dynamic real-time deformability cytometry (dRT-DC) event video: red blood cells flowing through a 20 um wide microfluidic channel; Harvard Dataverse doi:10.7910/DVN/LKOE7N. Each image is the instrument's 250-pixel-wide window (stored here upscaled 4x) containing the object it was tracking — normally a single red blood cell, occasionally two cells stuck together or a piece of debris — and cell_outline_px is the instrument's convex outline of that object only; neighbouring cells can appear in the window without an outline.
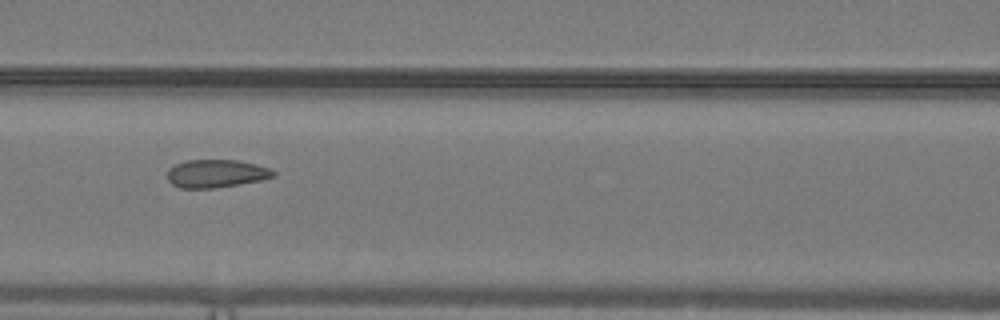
{"species": "common noctule bat (a hibernating species)", "species_latin": "Nyctalus noctula", "temperature_condition": "warm", "stored_images_in_passage": 34, "camera_frame_rate_fps": 3000, "um_per_image_px": 0.085, "animal": {"sex": "male", "body_mass_g": 19.2, "forearm_length_mm": 51.8}, "frame": {"image": 1, "passage_image": 6, "time_ms": 1.667, "image_size_px": [1000, 320], "cell_outline_px": [[276, 176], [260, 180], [212, 188], [180, 188], [172, 184], [168, 180], [168, 168], [176, 164], [188, 160], [236, 160], [256, 164], [268, 168], [276, 172]], "centroid_in_image_um": [18.36, 14.75], "position_along_channel_um": 148.2, "area_um2": 17.11}}
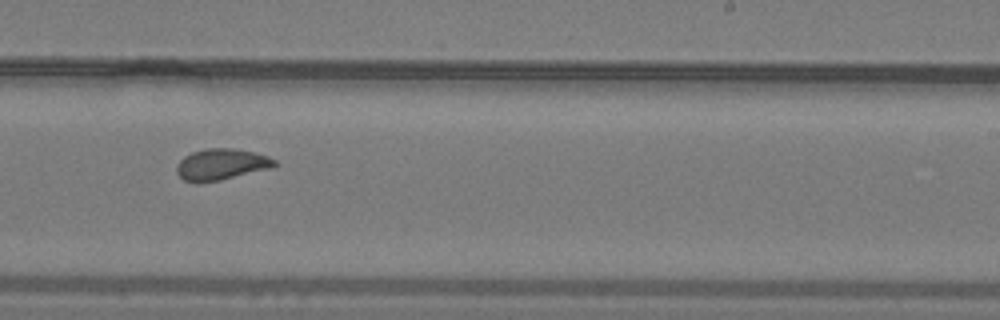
{"frame": {"image": 2, "passage_image": 15, "time_ms": 4.667, "image_size_px": [1000, 320], "cell_outline_px": [[276, 164], [272, 168], [220, 180], [200, 184], [196, 184], [184, 180], [176, 172], [176, 164], [184, 156], [192, 152], [204, 148], [232, 148], [252, 152], [268, 156], [276, 160]], "centroid_in_image_um": [18.77, 13.99], "position_along_channel_um": 270.2, "area_um2": 18.03}}